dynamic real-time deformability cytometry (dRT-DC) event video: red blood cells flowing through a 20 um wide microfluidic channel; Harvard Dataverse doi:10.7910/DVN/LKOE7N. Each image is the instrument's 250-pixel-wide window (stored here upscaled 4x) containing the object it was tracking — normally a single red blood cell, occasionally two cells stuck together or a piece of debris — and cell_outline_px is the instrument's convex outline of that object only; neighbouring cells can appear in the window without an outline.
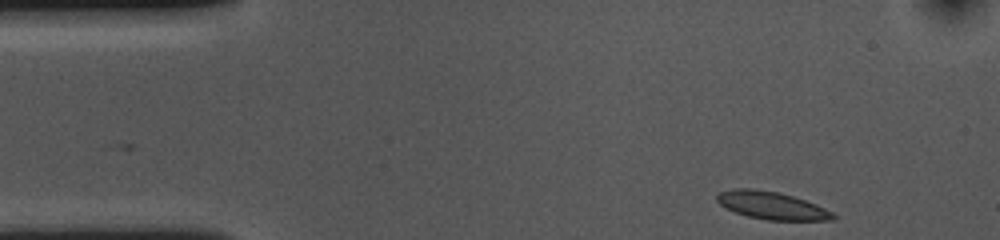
{"species": "common noctule bat (a hibernating species)", "species_latin": "Nyctalus noctula", "temperature_condition": "cold", "stored_images_in_passage": 42, "camera_frame_rate_fps": 3000, "um_per_image_px": 0.085, "animal": {"sex": "female", "body_mass_g": 10.0, "forearm_length_mm": 53.1}, "frame": {"image": 1, "passage_image": 1, "time_ms": 0.0, "image_size_px": [1000, 240], "cell_outline_px": [[836, 216], [832, 220], [768, 220], [748, 216], [736, 212], [720, 204], [716, 200], [716, 196], [720, 192], [732, 188], [756, 188], [780, 192], [816, 204], [832, 212]], "centroid_in_image_um": [65.58, 17.45], "position_along_channel_um": 19.4, "area_um2": 18.61}}
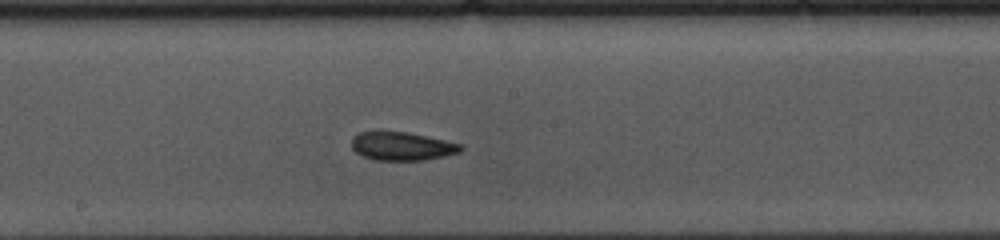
{"frame": {"image": 2, "passage_image": 23, "time_ms": 7.333, "image_size_px": [1000, 240], "cell_outline_px": [[464, 148], [460, 152], [444, 156], [424, 160], [376, 160], [364, 156], [356, 152], [352, 148], [352, 136], [360, 132], [404, 132], [428, 136], [464, 144]], "centroid_in_image_um": [34.21, 12.43], "position_along_channel_um": 214.0, "area_um2": 18.03}}
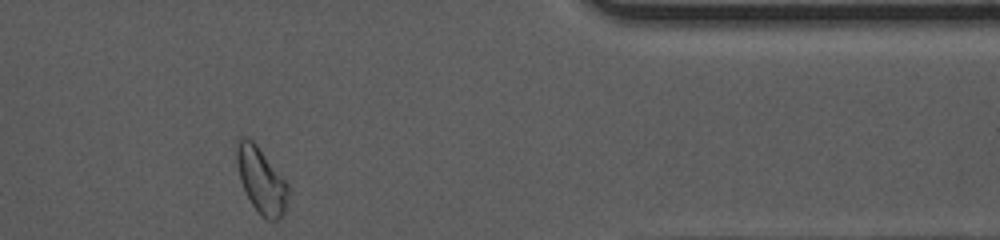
{"frame": {"image": 3, "passage_image": 40, "time_ms": 13.0, "image_size_px": [1000, 240], "cell_outline_px": [[288, 192], [284, 212], [280, 220], [268, 220], [252, 204], [240, 180], [236, 164], [232, 144], [240, 136], [248, 136], [256, 144], [288, 184]], "centroid_in_image_um": [22.13, 15.22], "position_along_channel_um": 389.3, "area_um2": 19.77}, "authors_computed_cell_mechanics": {"area_um2": 18.6694, "velocity_mm_per_s": 3.58, "shape_relaxation_time_tau1_ms": 4.5663, "shape_relaxation_time_tau2_ms": 3.6189, "deformation_change_tau1": 0.1114, "deformation_change_tau2": 0.0772}}